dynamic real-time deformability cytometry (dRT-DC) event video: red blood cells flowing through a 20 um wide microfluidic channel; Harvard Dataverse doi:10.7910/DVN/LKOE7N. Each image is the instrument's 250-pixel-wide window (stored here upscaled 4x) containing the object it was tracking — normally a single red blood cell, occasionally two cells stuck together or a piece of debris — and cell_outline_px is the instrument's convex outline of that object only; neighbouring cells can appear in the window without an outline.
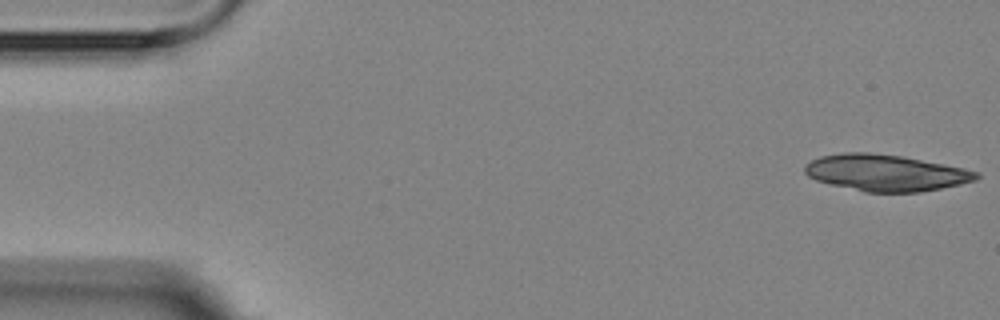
{"species": "Egyptian fruit bat (a non-hibernating species)", "species_latin": "Rousettus aegyptiacus", "temperature_condition": "room temperature", "stored_images_in_passage": 6, "camera_frame_rate_fps": 3000, "um_per_image_px": 0.085, "animal": {"sex": "female"}, "frame": {"image": 1, "passage_image": 1, "time_ms": 0.0, "image_size_px": [1000, 320], "cell_outline_px": [[980, 176], [976, 180], [960, 184], [920, 192], [864, 192], [816, 180], [808, 176], [804, 172], [804, 164], [820, 156], [840, 152], [868, 152], [900, 156], [964, 168], [980, 172]], "centroid_in_image_um": [75.26, 14.68], "position_along_channel_um": 9.7, "area_um2": 36.36}}
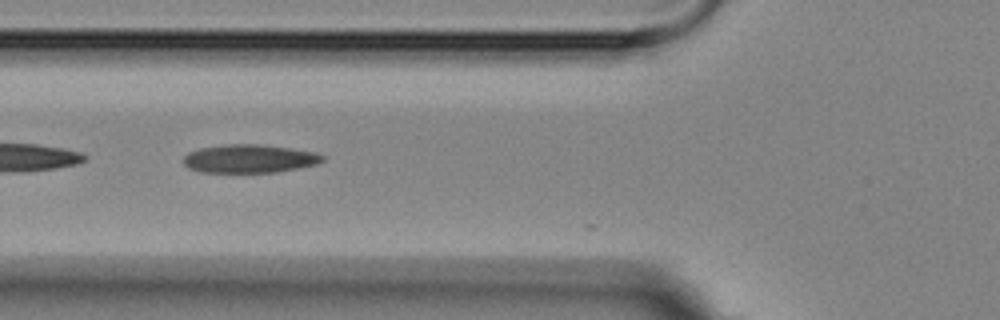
{"frame": {"image": 2, "passage_image": 6, "time_ms": 6.333, "image_size_px": [1000, 320], "cell_outline_px": [[324, 160], [316, 164], [276, 172], [204, 172], [188, 168], [184, 164], [184, 156], [188, 152], [200, 148], [228, 144], [260, 144], [316, 152], [324, 156]], "centroid_in_image_um": [21.19, 13.48], "position_along_channel_um": 104.6, "area_um2": 22.77}}